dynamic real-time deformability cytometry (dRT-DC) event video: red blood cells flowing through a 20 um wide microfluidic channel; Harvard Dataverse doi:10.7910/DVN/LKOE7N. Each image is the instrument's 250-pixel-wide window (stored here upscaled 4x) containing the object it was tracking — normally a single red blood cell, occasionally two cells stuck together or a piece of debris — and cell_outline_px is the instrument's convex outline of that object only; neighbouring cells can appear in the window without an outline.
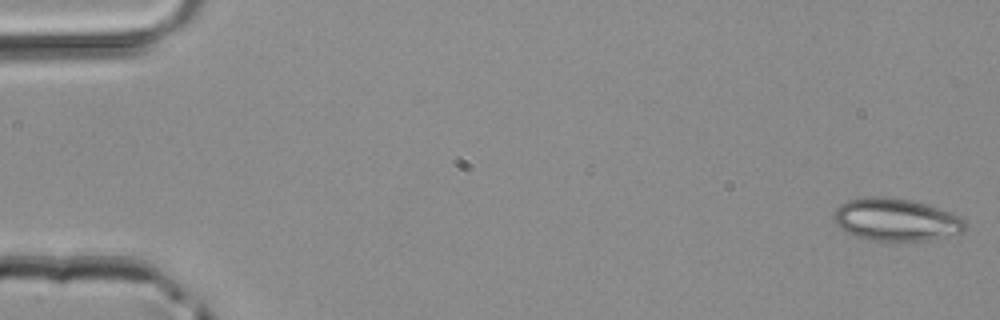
{"species": "common noctule bat (a hibernating species)", "species_latin": "Nyctalus noctula", "temperature_condition": "room temperature", "stored_images_in_passage": 45, "camera_frame_rate_fps": 3000, "um_per_image_px": 0.085, "animal": {"sex": "male", "body_mass_g": 20.4}, "frame": {"image": 1, "passage_image": 1, "time_ms": 0.0, "image_size_px": [1000, 320], "cell_outline_px": [[968, 228], [960, 232], [928, 240], [872, 240], [856, 236], [840, 228], [836, 224], [832, 216], [836, 208], [840, 204], [848, 200], [868, 196], [884, 196], [912, 200], [928, 204], [952, 212], [960, 216], [968, 224]], "centroid_in_image_um": [76.16, 18.64], "position_along_channel_um": 8.8, "area_um2": 32.6}}
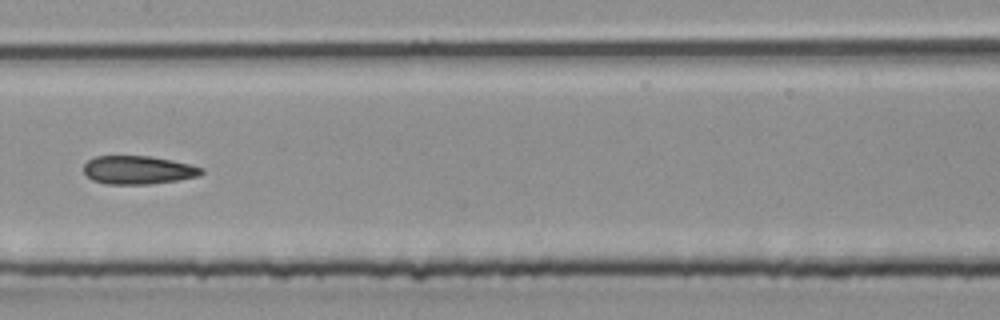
{"frame": {"image": 2, "passage_image": 24, "time_ms": 7.667, "image_size_px": [1000, 320], "cell_outline_px": [[204, 172], [200, 176], [176, 180], [148, 184], [104, 184], [92, 180], [84, 172], [84, 164], [88, 160], [96, 156], [148, 156], [172, 160], [204, 168]], "centroid_in_image_um": [11.73, 14.45], "position_along_channel_um": 195.7, "area_um2": 19.42}}
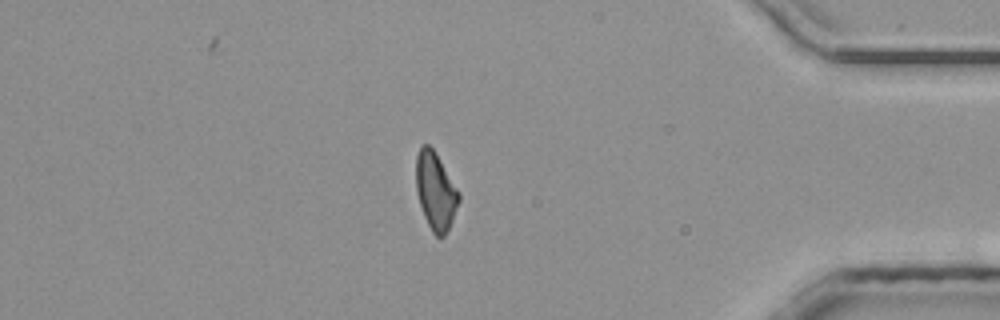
{"frame": {"image": 3, "passage_image": 40, "time_ms": 13.0, "image_size_px": [1000, 320], "cell_outline_px": [[460, 200], [452, 220], [444, 236], [436, 236], [432, 232], [424, 216], [416, 192], [416, 156], [420, 148], [424, 144], [428, 144], [432, 148], [460, 192]], "centroid_in_image_um": [37.02, 16.24], "position_along_channel_um": 398.2, "area_um2": 19.07}}